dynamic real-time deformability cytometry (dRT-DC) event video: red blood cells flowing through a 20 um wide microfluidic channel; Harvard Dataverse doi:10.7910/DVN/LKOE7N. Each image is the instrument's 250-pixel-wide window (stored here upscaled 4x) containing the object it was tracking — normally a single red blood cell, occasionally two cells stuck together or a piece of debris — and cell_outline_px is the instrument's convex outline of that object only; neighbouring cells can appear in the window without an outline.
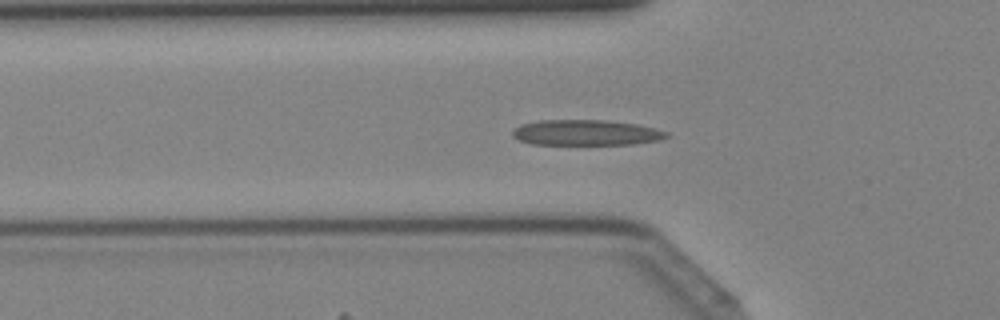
{"species": "Egyptian fruit bat (a non-hibernating species)", "species_latin": "Rousettus aegyptiacus", "temperature_condition": "cold", "stored_images_in_passage": 42, "camera_frame_rate_fps": 3000, "um_per_image_px": 0.085, "animal": {"sex": "female"}, "frame": {"image": 1, "passage_image": 14, "time_ms": 4.333, "image_size_px": [1000, 320], "cell_outline_px": [[668, 136], [660, 140], [632, 144], [532, 144], [520, 140], [512, 136], [512, 132], [520, 124], [540, 120], [608, 120], [636, 124], [656, 128], [668, 132]], "centroid_in_image_um": [49.83, 11.27], "position_along_channel_um": 76.0, "area_um2": 22.89}}
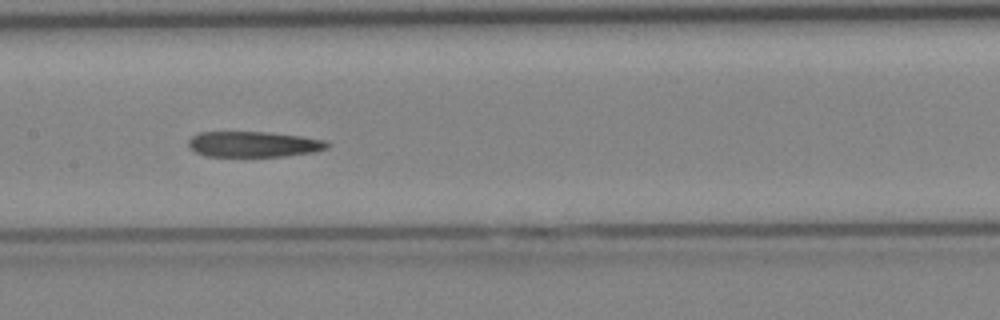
{"frame": {"image": 2, "passage_image": 21, "time_ms": 6.667, "image_size_px": [1000, 320], "cell_outline_px": [[332, 144], [328, 148], [312, 152], [284, 156], [204, 156], [196, 152], [188, 144], [188, 140], [192, 136], [200, 132], [264, 132], [300, 136], [328, 140]], "centroid_in_image_um": [21.59, 12.26], "position_along_channel_um": 185.8, "area_um2": 20.69}}
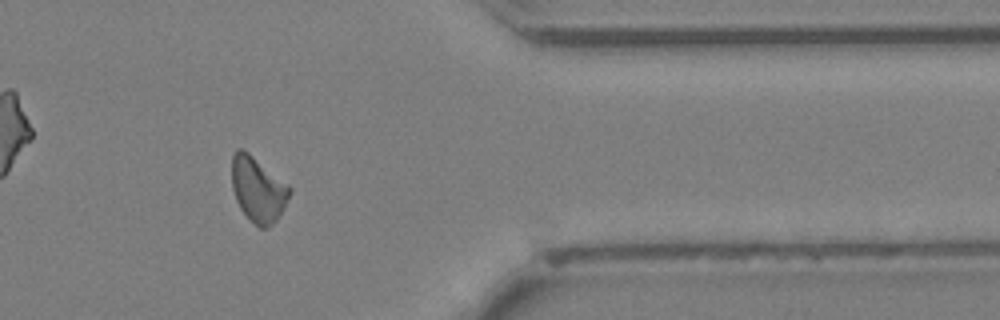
{"frame": {"image": 3, "passage_image": 35, "time_ms": 11.333, "image_size_px": [1000, 320], "cell_outline_px": [[292, 188], [284, 208], [276, 220], [272, 224], [264, 228], [260, 228], [248, 220], [240, 208], [236, 200], [232, 188], [232, 156], [236, 148], [244, 148], [288, 184]], "centroid_in_image_um": [21.91, 16.08], "position_along_channel_um": 389.5, "area_um2": 22.08}}